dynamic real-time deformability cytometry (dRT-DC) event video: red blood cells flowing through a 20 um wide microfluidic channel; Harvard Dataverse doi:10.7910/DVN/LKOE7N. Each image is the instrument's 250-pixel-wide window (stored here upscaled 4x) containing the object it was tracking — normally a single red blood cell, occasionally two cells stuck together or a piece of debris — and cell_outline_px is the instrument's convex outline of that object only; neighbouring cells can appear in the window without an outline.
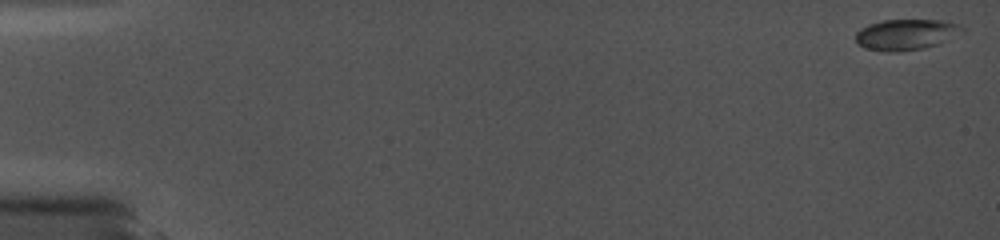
{"species": "common noctule bat (a hibernating species)", "species_latin": "Nyctalus noctula", "temperature_condition": "cold", "stored_images_in_passage": 36, "camera_frame_rate_fps": 5000, "um_per_image_px": 0.085, "animal": {"sex": "female", "body_mass_g": 19.0, "forearm_length_mm": 56.7}, "frame": {"image": 1, "passage_image": 1, "time_ms": 0.0, "image_size_px": [1000, 240], "cell_outline_px": [[964, 32], [936, 44], [924, 48], [896, 52], [888, 52], [864, 48], [856, 44], [856, 32], [860, 28], [868, 24], [884, 20], [944, 20], [960, 24], [964, 28]], "centroid_in_image_um": [76.99, 2.93], "position_along_channel_um": 8.0, "area_um2": 19.25}}
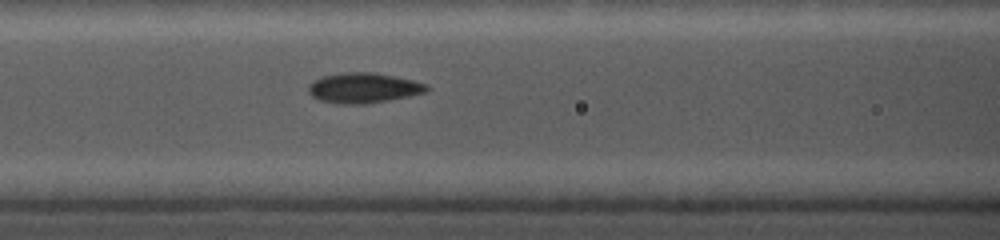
{"frame": {"image": 2, "passage_image": 21, "time_ms": 7.8, "image_size_px": [1000, 240], "cell_outline_px": [[432, 88], [428, 92], [388, 100], [364, 104], [336, 104], [320, 100], [312, 96], [308, 92], [308, 84], [320, 76], [344, 72], [372, 72], [412, 80], [428, 84]], "centroid_in_image_um": [30.89, 7.47], "position_along_channel_um": 135.7, "area_um2": 20.98}}
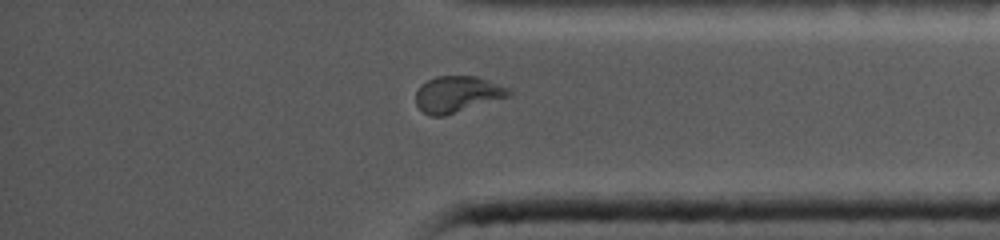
{"frame": {"image": 3, "passage_image": 33, "time_ms": 14.6, "image_size_px": [1000, 240], "cell_outline_px": [[512, 92], [508, 96], [444, 116], [432, 116], [424, 112], [416, 104], [416, 92], [420, 84], [436, 76], [476, 76], [508, 88]], "centroid_in_image_um": [38.82, 8.0], "position_along_channel_um": 396.4, "area_um2": 19.31}}